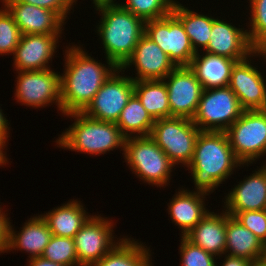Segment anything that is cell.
I'll return each instance as SVG.
<instances>
[{
	"instance_id": "6da1fadb",
	"label": "cell",
	"mask_w": 266,
	"mask_h": 266,
	"mask_svg": "<svg viewBox=\"0 0 266 266\" xmlns=\"http://www.w3.org/2000/svg\"><path fill=\"white\" fill-rule=\"evenodd\" d=\"M65 50L64 73L60 75L62 114L82 112L100 87L118 68L113 62L107 66L89 56L81 46Z\"/></svg>"
},
{
	"instance_id": "7a4b0ae2",
	"label": "cell",
	"mask_w": 266,
	"mask_h": 266,
	"mask_svg": "<svg viewBox=\"0 0 266 266\" xmlns=\"http://www.w3.org/2000/svg\"><path fill=\"white\" fill-rule=\"evenodd\" d=\"M244 167L234 155L226 132L200 131L193 157L187 166L195 190L209 194L226 181L235 168Z\"/></svg>"
},
{
	"instance_id": "3957f363",
	"label": "cell",
	"mask_w": 266,
	"mask_h": 266,
	"mask_svg": "<svg viewBox=\"0 0 266 266\" xmlns=\"http://www.w3.org/2000/svg\"><path fill=\"white\" fill-rule=\"evenodd\" d=\"M96 11L102 16L96 29L102 39L106 61L120 68L145 34V21L121 5L104 6Z\"/></svg>"
},
{
	"instance_id": "277c9868",
	"label": "cell",
	"mask_w": 266,
	"mask_h": 266,
	"mask_svg": "<svg viewBox=\"0 0 266 266\" xmlns=\"http://www.w3.org/2000/svg\"><path fill=\"white\" fill-rule=\"evenodd\" d=\"M66 116L72 117L75 122L58 137V147L93 156L105 154L115 148H121L124 153L126 137L116 123L95 120L82 112Z\"/></svg>"
},
{
	"instance_id": "5b68a950",
	"label": "cell",
	"mask_w": 266,
	"mask_h": 266,
	"mask_svg": "<svg viewBox=\"0 0 266 266\" xmlns=\"http://www.w3.org/2000/svg\"><path fill=\"white\" fill-rule=\"evenodd\" d=\"M122 154L132 173L145 183L168 186L175 165L150 136L126 138Z\"/></svg>"
},
{
	"instance_id": "8992f818",
	"label": "cell",
	"mask_w": 266,
	"mask_h": 266,
	"mask_svg": "<svg viewBox=\"0 0 266 266\" xmlns=\"http://www.w3.org/2000/svg\"><path fill=\"white\" fill-rule=\"evenodd\" d=\"M200 131L192 119L170 117L155 120L150 137L174 165L181 163L187 167Z\"/></svg>"
},
{
	"instance_id": "52a82bcc",
	"label": "cell",
	"mask_w": 266,
	"mask_h": 266,
	"mask_svg": "<svg viewBox=\"0 0 266 266\" xmlns=\"http://www.w3.org/2000/svg\"><path fill=\"white\" fill-rule=\"evenodd\" d=\"M229 86L203 90L192 118L201 131L225 132L244 112Z\"/></svg>"
},
{
	"instance_id": "ba28073f",
	"label": "cell",
	"mask_w": 266,
	"mask_h": 266,
	"mask_svg": "<svg viewBox=\"0 0 266 266\" xmlns=\"http://www.w3.org/2000/svg\"><path fill=\"white\" fill-rule=\"evenodd\" d=\"M235 157L253 164L266 154V109L246 110L225 131Z\"/></svg>"
},
{
	"instance_id": "9c48e42d",
	"label": "cell",
	"mask_w": 266,
	"mask_h": 266,
	"mask_svg": "<svg viewBox=\"0 0 266 266\" xmlns=\"http://www.w3.org/2000/svg\"><path fill=\"white\" fill-rule=\"evenodd\" d=\"M117 68L100 87L82 113L99 121L117 123L123 108L134 94V80L120 75Z\"/></svg>"
},
{
	"instance_id": "30bf717a",
	"label": "cell",
	"mask_w": 266,
	"mask_h": 266,
	"mask_svg": "<svg viewBox=\"0 0 266 266\" xmlns=\"http://www.w3.org/2000/svg\"><path fill=\"white\" fill-rule=\"evenodd\" d=\"M15 98L21 105L42 108L55 103L62 113L60 73L45 69L17 71Z\"/></svg>"
},
{
	"instance_id": "8fae6325",
	"label": "cell",
	"mask_w": 266,
	"mask_h": 266,
	"mask_svg": "<svg viewBox=\"0 0 266 266\" xmlns=\"http://www.w3.org/2000/svg\"><path fill=\"white\" fill-rule=\"evenodd\" d=\"M145 35L168 55L176 67L189 66L196 54L181 21L172 12L163 18L145 21Z\"/></svg>"
},
{
	"instance_id": "7c38bea8",
	"label": "cell",
	"mask_w": 266,
	"mask_h": 266,
	"mask_svg": "<svg viewBox=\"0 0 266 266\" xmlns=\"http://www.w3.org/2000/svg\"><path fill=\"white\" fill-rule=\"evenodd\" d=\"M113 224L100 215H91L83 224L73 238L79 266H92L122 240H114Z\"/></svg>"
},
{
	"instance_id": "4fadbf2b",
	"label": "cell",
	"mask_w": 266,
	"mask_h": 266,
	"mask_svg": "<svg viewBox=\"0 0 266 266\" xmlns=\"http://www.w3.org/2000/svg\"><path fill=\"white\" fill-rule=\"evenodd\" d=\"M171 117L192 119L203 92L200 81L189 66L175 67L164 79Z\"/></svg>"
},
{
	"instance_id": "5bb4252c",
	"label": "cell",
	"mask_w": 266,
	"mask_h": 266,
	"mask_svg": "<svg viewBox=\"0 0 266 266\" xmlns=\"http://www.w3.org/2000/svg\"><path fill=\"white\" fill-rule=\"evenodd\" d=\"M253 56H258V50L235 63L229 83L230 89L238 97L245 111L266 109V79L258 68L251 65L250 58Z\"/></svg>"
},
{
	"instance_id": "9a60e30c",
	"label": "cell",
	"mask_w": 266,
	"mask_h": 266,
	"mask_svg": "<svg viewBox=\"0 0 266 266\" xmlns=\"http://www.w3.org/2000/svg\"><path fill=\"white\" fill-rule=\"evenodd\" d=\"M132 64L137 71V77H131L134 81L163 80L176 67L168 55L145 34L120 69L124 72Z\"/></svg>"
},
{
	"instance_id": "2e32d148",
	"label": "cell",
	"mask_w": 266,
	"mask_h": 266,
	"mask_svg": "<svg viewBox=\"0 0 266 266\" xmlns=\"http://www.w3.org/2000/svg\"><path fill=\"white\" fill-rule=\"evenodd\" d=\"M61 35L25 34L13 54L15 71H38L50 69L48 63L55 56Z\"/></svg>"
},
{
	"instance_id": "e0dca14e",
	"label": "cell",
	"mask_w": 266,
	"mask_h": 266,
	"mask_svg": "<svg viewBox=\"0 0 266 266\" xmlns=\"http://www.w3.org/2000/svg\"><path fill=\"white\" fill-rule=\"evenodd\" d=\"M22 35H61L64 20L54 11L16 1H1Z\"/></svg>"
},
{
	"instance_id": "ac0fdd59",
	"label": "cell",
	"mask_w": 266,
	"mask_h": 266,
	"mask_svg": "<svg viewBox=\"0 0 266 266\" xmlns=\"http://www.w3.org/2000/svg\"><path fill=\"white\" fill-rule=\"evenodd\" d=\"M238 183L224 200L223 207L230 216L243 211L266 210V163Z\"/></svg>"
},
{
	"instance_id": "d6986e66",
	"label": "cell",
	"mask_w": 266,
	"mask_h": 266,
	"mask_svg": "<svg viewBox=\"0 0 266 266\" xmlns=\"http://www.w3.org/2000/svg\"><path fill=\"white\" fill-rule=\"evenodd\" d=\"M231 24L215 18L210 40L204 51L241 61L249 57L255 49L249 42L247 30Z\"/></svg>"
},
{
	"instance_id": "ffe728a7",
	"label": "cell",
	"mask_w": 266,
	"mask_h": 266,
	"mask_svg": "<svg viewBox=\"0 0 266 266\" xmlns=\"http://www.w3.org/2000/svg\"><path fill=\"white\" fill-rule=\"evenodd\" d=\"M209 194L200 191L179 190L168 205L170 218L181 229V236L189 233L209 212L204 203Z\"/></svg>"
},
{
	"instance_id": "44dd1931",
	"label": "cell",
	"mask_w": 266,
	"mask_h": 266,
	"mask_svg": "<svg viewBox=\"0 0 266 266\" xmlns=\"http://www.w3.org/2000/svg\"><path fill=\"white\" fill-rule=\"evenodd\" d=\"M207 212L196 226L184 237L214 256L221 257L226 248V211Z\"/></svg>"
},
{
	"instance_id": "7402d4cb",
	"label": "cell",
	"mask_w": 266,
	"mask_h": 266,
	"mask_svg": "<svg viewBox=\"0 0 266 266\" xmlns=\"http://www.w3.org/2000/svg\"><path fill=\"white\" fill-rule=\"evenodd\" d=\"M237 60L205 52L195 54L189 68L200 81L203 90L229 86L232 68Z\"/></svg>"
},
{
	"instance_id": "603a6c76",
	"label": "cell",
	"mask_w": 266,
	"mask_h": 266,
	"mask_svg": "<svg viewBox=\"0 0 266 266\" xmlns=\"http://www.w3.org/2000/svg\"><path fill=\"white\" fill-rule=\"evenodd\" d=\"M10 224L9 244L7 251L18 249L29 253L30 259L41 257L49 244L52 232L45 219L38 214L28 219L18 233Z\"/></svg>"
},
{
	"instance_id": "cb8c5ba5",
	"label": "cell",
	"mask_w": 266,
	"mask_h": 266,
	"mask_svg": "<svg viewBox=\"0 0 266 266\" xmlns=\"http://www.w3.org/2000/svg\"><path fill=\"white\" fill-rule=\"evenodd\" d=\"M49 226L52 235L58 237L74 238L90 215L84 210L80 201L69 200L52 209L50 212L41 215Z\"/></svg>"
},
{
	"instance_id": "d4e9b609",
	"label": "cell",
	"mask_w": 266,
	"mask_h": 266,
	"mask_svg": "<svg viewBox=\"0 0 266 266\" xmlns=\"http://www.w3.org/2000/svg\"><path fill=\"white\" fill-rule=\"evenodd\" d=\"M263 242L226 212L225 254L251 262L260 259Z\"/></svg>"
},
{
	"instance_id": "484cf974",
	"label": "cell",
	"mask_w": 266,
	"mask_h": 266,
	"mask_svg": "<svg viewBox=\"0 0 266 266\" xmlns=\"http://www.w3.org/2000/svg\"><path fill=\"white\" fill-rule=\"evenodd\" d=\"M149 250L143 243L123 236L112 250L92 266H153Z\"/></svg>"
},
{
	"instance_id": "4316f807",
	"label": "cell",
	"mask_w": 266,
	"mask_h": 266,
	"mask_svg": "<svg viewBox=\"0 0 266 266\" xmlns=\"http://www.w3.org/2000/svg\"><path fill=\"white\" fill-rule=\"evenodd\" d=\"M172 13L181 21L194 51L196 53L199 52V47L205 50L210 40L213 20L215 18L209 15L198 14L188 9V7L182 6L178 1L174 2Z\"/></svg>"
},
{
	"instance_id": "83f0119b",
	"label": "cell",
	"mask_w": 266,
	"mask_h": 266,
	"mask_svg": "<svg viewBox=\"0 0 266 266\" xmlns=\"http://www.w3.org/2000/svg\"><path fill=\"white\" fill-rule=\"evenodd\" d=\"M134 94L154 120L171 117L164 80L134 81Z\"/></svg>"
},
{
	"instance_id": "f1b7e54d",
	"label": "cell",
	"mask_w": 266,
	"mask_h": 266,
	"mask_svg": "<svg viewBox=\"0 0 266 266\" xmlns=\"http://www.w3.org/2000/svg\"><path fill=\"white\" fill-rule=\"evenodd\" d=\"M154 122L155 120L143 107L141 101L133 94L123 108L116 125L122 134L129 138L150 136Z\"/></svg>"
},
{
	"instance_id": "f546056e",
	"label": "cell",
	"mask_w": 266,
	"mask_h": 266,
	"mask_svg": "<svg viewBox=\"0 0 266 266\" xmlns=\"http://www.w3.org/2000/svg\"><path fill=\"white\" fill-rule=\"evenodd\" d=\"M120 5L144 21L160 19L172 12L175 0H125Z\"/></svg>"
},
{
	"instance_id": "4dcf8cb0",
	"label": "cell",
	"mask_w": 266,
	"mask_h": 266,
	"mask_svg": "<svg viewBox=\"0 0 266 266\" xmlns=\"http://www.w3.org/2000/svg\"><path fill=\"white\" fill-rule=\"evenodd\" d=\"M42 257L65 266H79L74 240L71 237L52 235Z\"/></svg>"
},
{
	"instance_id": "1f68e13d",
	"label": "cell",
	"mask_w": 266,
	"mask_h": 266,
	"mask_svg": "<svg viewBox=\"0 0 266 266\" xmlns=\"http://www.w3.org/2000/svg\"><path fill=\"white\" fill-rule=\"evenodd\" d=\"M250 3V30L247 35L251 46L255 50L266 44V0H249Z\"/></svg>"
},
{
	"instance_id": "d6a6232c",
	"label": "cell",
	"mask_w": 266,
	"mask_h": 266,
	"mask_svg": "<svg viewBox=\"0 0 266 266\" xmlns=\"http://www.w3.org/2000/svg\"><path fill=\"white\" fill-rule=\"evenodd\" d=\"M21 35L12 16L4 7L0 8V55L14 54Z\"/></svg>"
},
{
	"instance_id": "836d02e7",
	"label": "cell",
	"mask_w": 266,
	"mask_h": 266,
	"mask_svg": "<svg viewBox=\"0 0 266 266\" xmlns=\"http://www.w3.org/2000/svg\"><path fill=\"white\" fill-rule=\"evenodd\" d=\"M180 244L181 266H217L218 257L216 258L201 247L193 245L185 237L181 236Z\"/></svg>"
},
{
	"instance_id": "e575fe53",
	"label": "cell",
	"mask_w": 266,
	"mask_h": 266,
	"mask_svg": "<svg viewBox=\"0 0 266 266\" xmlns=\"http://www.w3.org/2000/svg\"><path fill=\"white\" fill-rule=\"evenodd\" d=\"M234 218L266 243V210L238 212Z\"/></svg>"
},
{
	"instance_id": "d590c367",
	"label": "cell",
	"mask_w": 266,
	"mask_h": 266,
	"mask_svg": "<svg viewBox=\"0 0 266 266\" xmlns=\"http://www.w3.org/2000/svg\"><path fill=\"white\" fill-rule=\"evenodd\" d=\"M1 1H16L23 2L44 9H49L56 12L64 21L68 17V13L75 4L74 0H1ZM74 3V4H73Z\"/></svg>"
},
{
	"instance_id": "8d00e7d4",
	"label": "cell",
	"mask_w": 266,
	"mask_h": 266,
	"mask_svg": "<svg viewBox=\"0 0 266 266\" xmlns=\"http://www.w3.org/2000/svg\"><path fill=\"white\" fill-rule=\"evenodd\" d=\"M8 214L3 212V209L0 211V254L4 252H8V244H9V234H10V224Z\"/></svg>"
},
{
	"instance_id": "74e56055",
	"label": "cell",
	"mask_w": 266,
	"mask_h": 266,
	"mask_svg": "<svg viewBox=\"0 0 266 266\" xmlns=\"http://www.w3.org/2000/svg\"><path fill=\"white\" fill-rule=\"evenodd\" d=\"M251 261L242 258V257H235L225 254V259L223 261V264L221 266H250ZM217 266H219L217 264Z\"/></svg>"
},
{
	"instance_id": "f35d334b",
	"label": "cell",
	"mask_w": 266,
	"mask_h": 266,
	"mask_svg": "<svg viewBox=\"0 0 266 266\" xmlns=\"http://www.w3.org/2000/svg\"><path fill=\"white\" fill-rule=\"evenodd\" d=\"M9 121L5 118L4 113L2 112V109H0V138L2 139H8L9 135Z\"/></svg>"
},
{
	"instance_id": "ab89813d",
	"label": "cell",
	"mask_w": 266,
	"mask_h": 266,
	"mask_svg": "<svg viewBox=\"0 0 266 266\" xmlns=\"http://www.w3.org/2000/svg\"><path fill=\"white\" fill-rule=\"evenodd\" d=\"M28 262H29L28 266H65V265L54 263L50 260H47L43 258L42 256L38 258H32Z\"/></svg>"
},
{
	"instance_id": "60d3db41",
	"label": "cell",
	"mask_w": 266,
	"mask_h": 266,
	"mask_svg": "<svg viewBox=\"0 0 266 266\" xmlns=\"http://www.w3.org/2000/svg\"><path fill=\"white\" fill-rule=\"evenodd\" d=\"M93 4H94V8L98 9L104 6H118L120 5V3H115L116 0H92ZM74 2L76 3L77 0H74Z\"/></svg>"
},
{
	"instance_id": "b9f144b4",
	"label": "cell",
	"mask_w": 266,
	"mask_h": 266,
	"mask_svg": "<svg viewBox=\"0 0 266 266\" xmlns=\"http://www.w3.org/2000/svg\"><path fill=\"white\" fill-rule=\"evenodd\" d=\"M6 143H8V140L0 138V166L6 165L7 162L9 163L6 152L3 151L5 146H7Z\"/></svg>"
},
{
	"instance_id": "7bdbcfd3",
	"label": "cell",
	"mask_w": 266,
	"mask_h": 266,
	"mask_svg": "<svg viewBox=\"0 0 266 266\" xmlns=\"http://www.w3.org/2000/svg\"><path fill=\"white\" fill-rule=\"evenodd\" d=\"M260 260L266 264V243H263Z\"/></svg>"
},
{
	"instance_id": "ee69618b",
	"label": "cell",
	"mask_w": 266,
	"mask_h": 266,
	"mask_svg": "<svg viewBox=\"0 0 266 266\" xmlns=\"http://www.w3.org/2000/svg\"><path fill=\"white\" fill-rule=\"evenodd\" d=\"M258 56L264 58V61L266 60V44L258 50Z\"/></svg>"
},
{
	"instance_id": "f6af8a7d",
	"label": "cell",
	"mask_w": 266,
	"mask_h": 266,
	"mask_svg": "<svg viewBox=\"0 0 266 266\" xmlns=\"http://www.w3.org/2000/svg\"><path fill=\"white\" fill-rule=\"evenodd\" d=\"M250 266H266V264L262 262L260 259H258V260L251 262Z\"/></svg>"
}]
</instances>
